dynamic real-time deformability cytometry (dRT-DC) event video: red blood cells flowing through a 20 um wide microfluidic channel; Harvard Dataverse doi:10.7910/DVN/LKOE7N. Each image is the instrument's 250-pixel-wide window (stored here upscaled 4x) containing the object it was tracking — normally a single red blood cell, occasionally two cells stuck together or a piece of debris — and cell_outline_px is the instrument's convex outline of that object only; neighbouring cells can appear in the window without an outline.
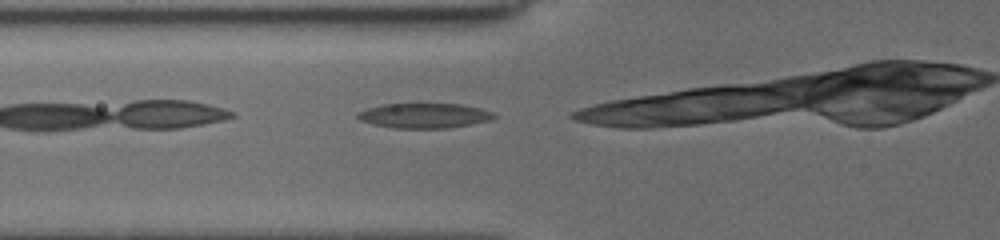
{"species": "common noctule bat (a hibernating species)", "species_latin": "Nyctalus noctula", "temperature_condition": "cold", "stored_images_in_passage": 9, "camera_frame_rate_fps": 3000, "um_per_image_px": 0.085, "animal": {"sex": "female", "body_mass_g": 19.5, "forearm_length_mm": 54.1}, "frame": {"image": 1, "passage_image": 2, "time_ms": 0.333, "image_size_px": [1000, 240], "cell_outline_px": [[496, 116], [492, 120], [448, 128], [392, 128], [360, 120], [356, 116], [356, 112], [368, 108], [384, 104], [460, 104], [480, 108], [492, 112]], "centroid_in_image_um": [36.07, 9.83], "position_along_channel_um": 89.7, "area_um2": 19.65}}